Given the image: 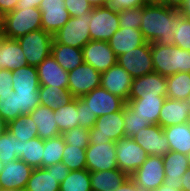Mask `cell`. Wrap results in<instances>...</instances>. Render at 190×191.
<instances>
[{"label": "cell", "mask_w": 190, "mask_h": 191, "mask_svg": "<svg viewBox=\"0 0 190 191\" xmlns=\"http://www.w3.org/2000/svg\"><path fill=\"white\" fill-rule=\"evenodd\" d=\"M140 31L148 43L174 44L177 29V9L159 4L143 6Z\"/></svg>", "instance_id": "obj_1"}, {"label": "cell", "mask_w": 190, "mask_h": 191, "mask_svg": "<svg viewBox=\"0 0 190 191\" xmlns=\"http://www.w3.org/2000/svg\"><path fill=\"white\" fill-rule=\"evenodd\" d=\"M154 71L167 77L178 72L190 73V51L172 45L151 43Z\"/></svg>", "instance_id": "obj_2"}, {"label": "cell", "mask_w": 190, "mask_h": 191, "mask_svg": "<svg viewBox=\"0 0 190 191\" xmlns=\"http://www.w3.org/2000/svg\"><path fill=\"white\" fill-rule=\"evenodd\" d=\"M3 24L7 38L17 39L29 32L42 29L39 8L16 7L3 15Z\"/></svg>", "instance_id": "obj_3"}, {"label": "cell", "mask_w": 190, "mask_h": 191, "mask_svg": "<svg viewBox=\"0 0 190 191\" xmlns=\"http://www.w3.org/2000/svg\"><path fill=\"white\" fill-rule=\"evenodd\" d=\"M124 124L123 109L98 117L95 125L89 129V143L104 144L126 137Z\"/></svg>", "instance_id": "obj_4"}, {"label": "cell", "mask_w": 190, "mask_h": 191, "mask_svg": "<svg viewBox=\"0 0 190 191\" xmlns=\"http://www.w3.org/2000/svg\"><path fill=\"white\" fill-rule=\"evenodd\" d=\"M17 41L22 48L27 64L37 67L51 54L53 35L40 29L17 38Z\"/></svg>", "instance_id": "obj_5"}, {"label": "cell", "mask_w": 190, "mask_h": 191, "mask_svg": "<svg viewBox=\"0 0 190 191\" xmlns=\"http://www.w3.org/2000/svg\"><path fill=\"white\" fill-rule=\"evenodd\" d=\"M90 20L91 13L71 17L60 30L53 34V41L82 49L91 40L89 32Z\"/></svg>", "instance_id": "obj_6"}, {"label": "cell", "mask_w": 190, "mask_h": 191, "mask_svg": "<svg viewBox=\"0 0 190 191\" xmlns=\"http://www.w3.org/2000/svg\"><path fill=\"white\" fill-rule=\"evenodd\" d=\"M142 191H153L164 183L162 156H148L142 165L129 176Z\"/></svg>", "instance_id": "obj_7"}, {"label": "cell", "mask_w": 190, "mask_h": 191, "mask_svg": "<svg viewBox=\"0 0 190 191\" xmlns=\"http://www.w3.org/2000/svg\"><path fill=\"white\" fill-rule=\"evenodd\" d=\"M119 28L117 11H113L108 6L93 8L89 22L91 40L108 42Z\"/></svg>", "instance_id": "obj_8"}, {"label": "cell", "mask_w": 190, "mask_h": 191, "mask_svg": "<svg viewBox=\"0 0 190 191\" xmlns=\"http://www.w3.org/2000/svg\"><path fill=\"white\" fill-rule=\"evenodd\" d=\"M118 169L131 176L148 157L145 150L130 137L115 142Z\"/></svg>", "instance_id": "obj_9"}, {"label": "cell", "mask_w": 190, "mask_h": 191, "mask_svg": "<svg viewBox=\"0 0 190 191\" xmlns=\"http://www.w3.org/2000/svg\"><path fill=\"white\" fill-rule=\"evenodd\" d=\"M117 63L123 67L132 78L141 77L155 72L152 62L151 43L146 42L117 57Z\"/></svg>", "instance_id": "obj_10"}, {"label": "cell", "mask_w": 190, "mask_h": 191, "mask_svg": "<svg viewBox=\"0 0 190 191\" xmlns=\"http://www.w3.org/2000/svg\"><path fill=\"white\" fill-rule=\"evenodd\" d=\"M101 86V73L83 62L68 72V91L75 97H81Z\"/></svg>", "instance_id": "obj_11"}, {"label": "cell", "mask_w": 190, "mask_h": 191, "mask_svg": "<svg viewBox=\"0 0 190 191\" xmlns=\"http://www.w3.org/2000/svg\"><path fill=\"white\" fill-rule=\"evenodd\" d=\"M86 169L89 172L118 169L115 142L89 144L86 148Z\"/></svg>", "instance_id": "obj_12"}, {"label": "cell", "mask_w": 190, "mask_h": 191, "mask_svg": "<svg viewBox=\"0 0 190 191\" xmlns=\"http://www.w3.org/2000/svg\"><path fill=\"white\" fill-rule=\"evenodd\" d=\"M83 60L99 73L107 71L117 63V56L108 42L90 40L83 48Z\"/></svg>", "instance_id": "obj_13"}, {"label": "cell", "mask_w": 190, "mask_h": 191, "mask_svg": "<svg viewBox=\"0 0 190 191\" xmlns=\"http://www.w3.org/2000/svg\"><path fill=\"white\" fill-rule=\"evenodd\" d=\"M80 98L87 103L88 109L94 113L97 118L105 114L120 111L126 104L122 98L113 95L101 86Z\"/></svg>", "instance_id": "obj_14"}, {"label": "cell", "mask_w": 190, "mask_h": 191, "mask_svg": "<svg viewBox=\"0 0 190 191\" xmlns=\"http://www.w3.org/2000/svg\"><path fill=\"white\" fill-rule=\"evenodd\" d=\"M148 156H165L170 151L168 139L163 128L156 124L142 128L132 137Z\"/></svg>", "instance_id": "obj_15"}, {"label": "cell", "mask_w": 190, "mask_h": 191, "mask_svg": "<svg viewBox=\"0 0 190 191\" xmlns=\"http://www.w3.org/2000/svg\"><path fill=\"white\" fill-rule=\"evenodd\" d=\"M39 9L42 29L52 35L60 30L71 18L65 7L64 0H41Z\"/></svg>", "instance_id": "obj_16"}, {"label": "cell", "mask_w": 190, "mask_h": 191, "mask_svg": "<svg viewBox=\"0 0 190 191\" xmlns=\"http://www.w3.org/2000/svg\"><path fill=\"white\" fill-rule=\"evenodd\" d=\"M33 168L21 159L4 164L0 173V188L3 190L24 191Z\"/></svg>", "instance_id": "obj_17"}, {"label": "cell", "mask_w": 190, "mask_h": 191, "mask_svg": "<svg viewBox=\"0 0 190 191\" xmlns=\"http://www.w3.org/2000/svg\"><path fill=\"white\" fill-rule=\"evenodd\" d=\"M132 77L118 63L101 73V87L122 98L125 102L131 90Z\"/></svg>", "instance_id": "obj_18"}, {"label": "cell", "mask_w": 190, "mask_h": 191, "mask_svg": "<svg viewBox=\"0 0 190 191\" xmlns=\"http://www.w3.org/2000/svg\"><path fill=\"white\" fill-rule=\"evenodd\" d=\"M166 77L153 72L141 77L133 78L128 99L140 97L166 96Z\"/></svg>", "instance_id": "obj_19"}, {"label": "cell", "mask_w": 190, "mask_h": 191, "mask_svg": "<svg viewBox=\"0 0 190 191\" xmlns=\"http://www.w3.org/2000/svg\"><path fill=\"white\" fill-rule=\"evenodd\" d=\"M190 122V104L188 100L166 98L160 110L158 125L162 128Z\"/></svg>", "instance_id": "obj_20"}, {"label": "cell", "mask_w": 190, "mask_h": 191, "mask_svg": "<svg viewBox=\"0 0 190 191\" xmlns=\"http://www.w3.org/2000/svg\"><path fill=\"white\" fill-rule=\"evenodd\" d=\"M40 86H56L68 89V72L50 54L38 66Z\"/></svg>", "instance_id": "obj_21"}, {"label": "cell", "mask_w": 190, "mask_h": 191, "mask_svg": "<svg viewBox=\"0 0 190 191\" xmlns=\"http://www.w3.org/2000/svg\"><path fill=\"white\" fill-rule=\"evenodd\" d=\"M164 162V183L167 185L177 186L178 190L182 191L180 179L183 174L189 169L188 155L177 151H169L165 156H162Z\"/></svg>", "instance_id": "obj_22"}, {"label": "cell", "mask_w": 190, "mask_h": 191, "mask_svg": "<svg viewBox=\"0 0 190 191\" xmlns=\"http://www.w3.org/2000/svg\"><path fill=\"white\" fill-rule=\"evenodd\" d=\"M144 39L140 29L119 28L108 40L109 46L118 57L132 49L144 45Z\"/></svg>", "instance_id": "obj_23"}, {"label": "cell", "mask_w": 190, "mask_h": 191, "mask_svg": "<svg viewBox=\"0 0 190 191\" xmlns=\"http://www.w3.org/2000/svg\"><path fill=\"white\" fill-rule=\"evenodd\" d=\"M167 96L140 97L138 99H128L126 104L138 116L147 120L150 125L158 124L160 110Z\"/></svg>", "instance_id": "obj_24"}, {"label": "cell", "mask_w": 190, "mask_h": 191, "mask_svg": "<svg viewBox=\"0 0 190 191\" xmlns=\"http://www.w3.org/2000/svg\"><path fill=\"white\" fill-rule=\"evenodd\" d=\"M30 115L37 125L38 137L41 139L46 140L61 135L51 108L38 105Z\"/></svg>", "instance_id": "obj_25"}, {"label": "cell", "mask_w": 190, "mask_h": 191, "mask_svg": "<svg viewBox=\"0 0 190 191\" xmlns=\"http://www.w3.org/2000/svg\"><path fill=\"white\" fill-rule=\"evenodd\" d=\"M27 65L26 58L17 39L7 38L0 46V69L14 71Z\"/></svg>", "instance_id": "obj_26"}, {"label": "cell", "mask_w": 190, "mask_h": 191, "mask_svg": "<svg viewBox=\"0 0 190 191\" xmlns=\"http://www.w3.org/2000/svg\"><path fill=\"white\" fill-rule=\"evenodd\" d=\"M128 177L119 169L90 172L91 191H114Z\"/></svg>", "instance_id": "obj_27"}, {"label": "cell", "mask_w": 190, "mask_h": 191, "mask_svg": "<svg viewBox=\"0 0 190 191\" xmlns=\"http://www.w3.org/2000/svg\"><path fill=\"white\" fill-rule=\"evenodd\" d=\"M168 139L170 151L190 155V122L163 128Z\"/></svg>", "instance_id": "obj_28"}, {"label": "cell", "mask_w": 190, "mask_h": 191, "mask_svg": "<svg viewBox=\"0 0 190 191\" xmlns=\"http://www.w3.org/2000/svg\"><path fill=\"white\" fill-rule=\"evenodd\" d=\"M51 55L67 72L75 69L84 62L82 49L55 43L54 41L51 46Z\"/></svg>", "instance_id": "obj_29"}, {"label": "cell", "mask_w": 190, "mask_h": 191, "mask_svg": "<svg viewBox=\"0 0 190 191\" xmlns=\"http://www.w3.org/2000/svg\"><path fill=\"white\" fill-rule=\"evenodd\" d=\"M60 183L53 174V165L33 169L24 191H60Z\"/></svg>", "instance_id": "obj_30"}, {"label": "cell", "mask_w": 190, "mask_h": 191, "mask_svg": "<svg viewBox=\"0 0 190 191\" xmlns=\"http://www.w3.org/2000/svg\"><path fill=\"white\" fill-rule=\"evenodd\" d=\"M12 89L15 92H39V78L36 66H24L12 71Z\"/></svg>", "instance_id": "obj_31"}, {"label": "cell", "mask_w": 190, "mask_h": 191, "mask_svg": "<svg viewBox=\"0 0 190 191\" xmlns=\"http://www.w3.org/2000/svg\"><path fill=\"white\" fill-rule=\"evenodd\" d=\"M75 97L68 91V89L56 86H40L39 100L40 105L52 110H56L61 106L70 103Z\"/></svg>", "instance_id": "obj_32"}, {"label": "cell", "mask_w": 190, "mask_h": 191, "mask_svg": "<svg viewBox=\"0 0 190 191\" xmlns=\"http://www.w3.org/2000/svg\"><path fill=\"white\" fill-rule=\"evenodd\" d=\"M166 96L172 100H188L190 96V73L178 72L166 77Z\"/></svg>", "instance_id": "obj_33"}, {"label": "cell", "mask_w": 190, "mask_h": 191, "mask_svg": "<svg viewBox=\"0 0 190 191\" xmlns=\"http://www.w3.org/2000/svg\"><path fill=\"white\" fill-rule=\"evenodd\" d=\"M54 118L58 126L60 134L79 127V112L77 110V98H74L70 103L53 110Z\"/></svg>", "instance_id": "obj_34"}, {"label": "cell", "mask_w": 190, "mask_h": 191, "mask_svg": "<svg viewBox=\"0 0 190 191\" xmlns=\"http://www.w3.org/2000/svg\"><path fill=\"white\" fill-rule=\"evenodd\" d=\"M7 130L12 133L18 141L27 142L38 137L37 125L30 114L20 115L7 124Z\"/></svg>", "instance_id": "obj_35"}, {"label": "cell", "mask_w": 190, "mask_h": 191, "mask_svg": "<svg viewBox=\"0 0 190 191\" xmlns=\"http://www.w3.org/2000/svg\"><path fill=\"white\" fill-rule=\"evenodd\" d=\"M44 151V140L40 137L30 139L27 142L20 141V158L27 165L35 168H42V157Z\"/></svg>", "instance_id": "obj_36"}, {"label": "cell", "mask_w": 190, "mask_h": 191, "mask_svg": "<svg viewBox=\"0 0 190 191\" xmlns=\"http://www.w3.org/2000/svg\"><path fill=\"white\" fill-rule=\"evenodd\" d=\"M59 187L60 191H91L90 172L87 169L70 171Z\"/></svg>", "instance_id": "obj_37"}, {"label": "cell", "mask_w": 190, "mask_h": 191, "mask_svg": "<svg viewBox=\"0 0 190 191\" xmlns=\"http://www.w3.org/2000/svg\"><path fill=\"white\" fill-rule=\"evenodd\" d=\"M65 142L61 135L44 140L42 168L61 162Z\"/></svg>", "instance_id": "obj_38"}, {"label": "cell", "mask_w": 190, "mask_h": 191, "mask_svg": "<svg viewBox=\"0 0 190 191\" xmlns=\"http://www.w3.org/2000/svg\"><path fill=\"white\" fill-rule=\"evenodd\" d=\"M20 158V141L8 130L0 135V160L7 164Z\"/></svg>", "instance_id": "obj_39"}, {"label": "cell", "mask_w": 190, "mask_h": 191, "mask_svg": "<svg viewBox=\"0 0 190 191\" xmlns=\"http://www.w3.org/2000/svg\"><path fill=\"white\" fill-rule=\"evenodd\" d=\"M61 162L70 171L86 169V149L65 144Z\"/></svg>", "instance_id": "obj_40"}, {"label": "cell", "mask_w": 190, "mask_h": 191, "mask_svg": "<svg viewBox=\"0 0 190 191\" xmlns=\"http://www.w3.org/2000/svg\"><path fill=\"white\" fill-rule=\"evenodd\" d=\"M174 45L190 51V18L185 17L177 9V29L174 31Z\"/></svg>", "instance_id": "obj_41"}, {"label": "cell", "mask_w": 190, "mask_h": 191, "mask_svg": "<svg viewBox=\"0 0 190 191\" xmlns=\"http://www.w3.org/2000/svg\"><path fill=\"white\" fill-rule=\"evenodd\" d=\"M123 119L126 137L132 138L139 130L150 126L147 120L138 116L127 104L123 107Z\"/></svg>", "instance_id": "obj_42"}, {"label": "cell", "mask_w": 190, "mask_h": 191, "mask_svg": "<svg viewBox=\"0 0 190 191\" xmlns=\"http://www.w3.org/2000/svg\"><path fill=\"white\" fill-rule=\"evenodd\" d=\"M21 115V111L17 110L16 92L13 91L8 95L0 96V116L8 124Z\"/></svg>", "instance_id": "obj_43"}, {"label": "cell", "mask_w": 190, "mask_h": 191, "mask_svg": "<svg viewBox=\"0 0 190 191\" xmlns=\"http://www.w3.org/2000/svg\"><path fill=\"white\" fill-rule=\"evenodd\" d=\"M143 7L127 8L118 11L120 28L139 29L142 23Z\"/></svg>", "instance_id": "obj_44"}, {"label": "cell", "mask_w": 190, "mask_h": 191, "mask_svg": "<svg viewBox=\"0 0 190 191\" xmlns=\"http://www.w3.org/2000/svg\"><path fill=\"white\" fill-rule=\"evenodd\" d=\"M65 144L86 149L89 146V129L75 127L61 134Z\"/></svg>", "instance_id": "obj_45"}, {"label": "cell", "mask_w": 190, "mask_h": 191, "mask_svg": "<svg viewBox=\"0 0 190 191\" xmlns=\"http://www.w3.org/2000/svg\"><path fill=\"white\" fill-rule=\"evenodd\" d=\"M17 110L21 115L30 114L38 105H40L39 92H16Z\"/></svg>", "instance_id": "obj_46"}, {"label": "cell", "mask_w": 190, "mask_h": 191, "mask_svg": "<svg viewBox=\"0 0 190 191\" xmlns=\"http://www.w3.org/2000/svg\"><path fill=\"white\" fill-rule=\"evenodd\" d=\"M77 110L79 112V127L91 129L97 120V116L88 109V105L80 97L77 98Z\"/></svg>", "instance_id": "obj_47"}, {"label": "cell", "mask_w": 190, "mask_h": 191, "mask_svg": "<svg viewBox=\"0 0 190 191\" xmlns=\"http://www.w3.org/2000/svg\"><path fill=\"white\" fill-rule=\"evenodd\" d=\"M65 7L71 17L91 13L93 6L87 0H64Z\"/></svg>", "instance_id": "obj_48"}, {"label": "cell", "mask_w": 190, "mask_h": 191, "mask_svg": "<svg viewBox=\"0 0 190 191\" xmlns=\"http://www.w3.org/2000/svg\"><path fill=\"white\" fill-rule=\"evenodd\" d=\"M148 4V0H108L107 6L113 11H120L129 8L143 7Z\"/></svg>", "instance_id": "obj_49"}, {"label": "cell", "mask_w": 190, "mask_h": 191, "mask_svg": "<svg viewBox=\"0 0 190 191\" xmlns=\"http://www.w3.org/2000/svg\"><path fill=\"white\" fill-rule=\"evenodd\" d=\"M12 84V71L0 69V96L11 94L13 92Z\"/></svg>", "instance_id": "obj_50"}, {"label": "cell", "mask_w": 190, "mask_h": 191, "mask_svg": "<svg viewBox=\"0 0 190 191\" xmlns=\"http://www.w3.org/2000/svg\"><path fill=\"white\" fill-rule=\"evenodd\" d=\"M70 170L62 162L53 164V174L57 181L61 183L69 174Z\"/></svg>", "instance_id": "obj_51"}, {"label": "cell", "mask_w": 190, "mask_h": 191, "mask_svg": "<svg viewBox=\"0 0 190 191\" xmlns=\"http://www.w3.org/2000/svg\"><path fill=\"white\" fill-rule=\"evenodd\" d=\"M19 0H0V14L3 16L15 10Z\"/></svg>", "instance_id": "obj_52"}, {"label": "cell", "mask_w": 190, "mask_h": 191, "mask_svg": "<svg viewBox=\"0 0 190 191\" xmlns=\"http://www.w3.org/2000/svg\"><path fill=\"white\" fill-rule=\"evenodd\" d=\"M114 191H142L137 185L133 182V180L128 177L120 187H118Z\"/></svg>", "instance_id": "obj_53"}, {"label": "cell", "mask_w": 190, "mask_h": 191, "mask_svg": "<svg viewBox=\"0 0 190 191\" xmlns=\"http://www.w3.org/2000/svg\"><path fill=\"white\" fill-rule=\"evenodd\" d=\"M180 183L182 184V191H190V168L183 174Z\"/></svg>", "instance_id": "obj_54"}, {"label": "cell", "mask_w": 190, "mask_h": 191, "mask_svg": "<svg viewBox=\"0 0 190 191\" xmlns=\"http://www.w3.org/2000/svg\"><path fill=\"white\" fill-rule=\"evenodd\" d=\"M41 0H19L16 7L39 8Z\"/></svg>", "instance_id": "obj_55"}, {"label": "cell", "mask_w": 190, "mask_h": 191, "mask_svg": "<svg viewBox=\"0 0 190 191\" xmlns=\"http://www.w3.org/2000/svg\"><path fill=\"white\" fill-rule=\"evenodd\" d=\"M184 2L185 0H165V6L179 10Z\"/></svg>", "instance_id": "obj_56"}, {"label": "cell", "mask_w": 190, "mask_h": 191, "mask_svg": "<svg viewBox=\"0 0 190 191\" xmlns=\"http://www.w3.org/2000/svg\"><path fill=\"white\" fill-rule=\"evenodd\" d=\"M179 12L185 17L190 18V0H185L184 4L179 9Z\"/></svg>", "instance_id": "obj_57"}, {"label": "cell", "mask_w": 190, "mask_h": 191, "mask_svg": "<svg viewBox=\"0 0 190 191\" xmlns=\"http://www.w3.org/2000/svg\"><path fill=\"white\" fill-rule=\"evenodd\" d=\"M153 191H181V190H178L177 186L167 185L163 183L162 185H160L157 189Z\"/></svg>", "instance_id": "obj_58"}, {"label": "cell", "mask_w": 190, "mask_h": 191, "mask_svg": "<svg viewBox=\"0 0 190 191\" xmlns=\"http://www.w3.org/2000/svg\"><path fill=\"white\" fill-rule=\"evenodd\" d=\"M93 8L107 6L108 0H87Z\"/></svg>", "instance_id": "obj_59"}, {"label": "cell", "mask_w": 190, "mask_h": 191, "mask_svg": "<svg viewBox=\"0 0 190 191\" xmlns=\"http://www.w3.org/2000/svg\"><path fill=\"white\" fill-rule=\"evenodd\" d=\"M7 39L6 31L3 22L0 24V46L5 42Z\"/></svg>", "instance_id": "obj_60"}, {"label": "cell", "mask_w": 190, "mask_h": 191, "mask_svg": "<svg viewBox=\"0 0 190 191\" xmlns=\"http://www.w3.org/2000/svg\"><path fill=\"white\" fill-rule=\"evenodd\" d=\"M7 130V123L5 120L0 116V135L3 134Z\"/></svg>", "instance_id": "obj_61"}, {"label": "cell", "mask_w": 190, "mask_h": 191, "mask_svg": "<svg viewBox=\"0 0 190 191\" xmlns=\"http://www.w3.org/2000/svg\"><path fill=\"white\" fill-rule=\"evenodd\" d=\"M148 4L165 5V0H148Z\"/></svg>", "instance_id": "obj_62"}, {"label": "cell", "mask_w": 190, "mask_h": 191, "mask_svg": "<svg viewBox=\"0 0 190 191\" xmlns=\"http://www.w3.org/2000/svg\"><path fill=\"white\" fill-rule=\"evenodd\" d=\"M3 168H4V163L0 160V173L2 172Z\"/></svg>", "instance_id": "obj_63"}, {"label": "cell", "mask_w": 190, "mask_h": 191, "mask_svg": "<svg viewBox=\"0 0 190 191\" xmlns=\"http://www.w3.org/2000/svg\"><path fill=\"white\" fill-rule=\"evenodd\" d=\"M3 22V16L0 14V24Z\"/></svg>", "instance_id": "obj_64"}, {"label": "cell", "mask_w": 190, "mask_h": 191, "mask_svg": "<svg viewBox=\"0 0 190 191\" xmlns=\"http://www.w3.org/2000/svg\"><path fill=\"white\" fill-rule=\"evenodd\" d=\"M0 191H18V190H3V189H1Z\"/></svg>", "instance_id": "obj_65"}, {"label": "cell", "mask_w": 190, "mask_h": 191, "mask_svg": "<svg viewBox=\"0 0 190 191\" xmlns=\"http://www.w3.org/2000/svg\"><path fill=\"white\" fill-rule=\"evenodd\" d=\"M188 157H189V161L188 162H189V168H190V155H188Z\"/></svg>", "instance_id": "obj_66"}]
</instances>
